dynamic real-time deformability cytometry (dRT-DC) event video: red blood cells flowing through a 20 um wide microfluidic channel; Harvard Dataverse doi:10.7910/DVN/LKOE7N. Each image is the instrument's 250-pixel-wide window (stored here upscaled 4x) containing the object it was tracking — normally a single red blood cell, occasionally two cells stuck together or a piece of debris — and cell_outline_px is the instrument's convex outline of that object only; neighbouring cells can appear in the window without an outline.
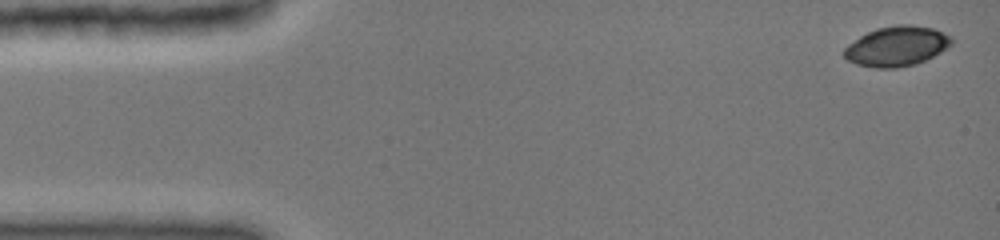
{"species": "common noctule bat (a hibernating species)", "species_latin": "Nyctalus noctula", "temperature_condition": "cold", "stored_images_in_passage": 18, "camera_frame_rate_fps": 3000, "um_per_image_px": 0.085, "animal": {"sex": "female", "body_mass_g": 19.0, "forearm_length_mm": 51.5}, "frame": {"image": 1, "passage_image": 1, "time_ms": 0.0, "image_size_px": [1000, 240], "cell_outline_px": [[952, 44], [940, 52], [916, 64], [896, 68], [876, 68], [860, 64], [848, 60], [844, 56], [844, 48], [848, 44], [860, 36], [876, 28], [896, 24], [908, 24], [932, 28], [948, 36], [952, 40]], "centroid_in_image_um": [76.19, 3.92], "position_along_channel_um": 8.8, "area_um2": 24.62}}
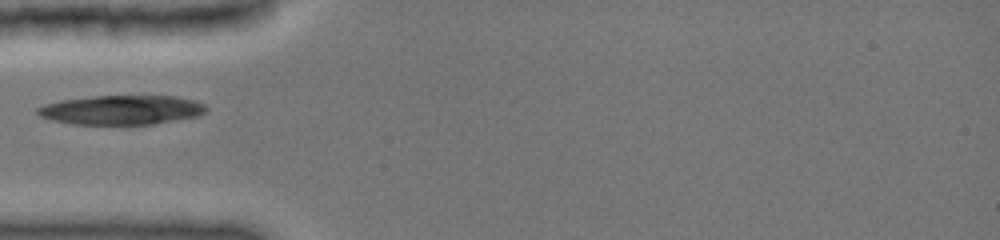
{"frame": {"image": 2, "passage_image": 8, "time_ms": 4.667, "image_size_px": [1000, 240], "cell_outline_px": [[208, 108], [204, 112], [196, 116], [152, 124], [76, 124], [52, 120], [40, 116], [36, 112], [36, 108], [44, 104], [60, 100], [96, 96], [176, 96], [192, 100], [204, 104]], "centroid_in_image_um": [10.29, 9.34], "position_along_channel_um": 74.7, "area_um2": 28.55}}
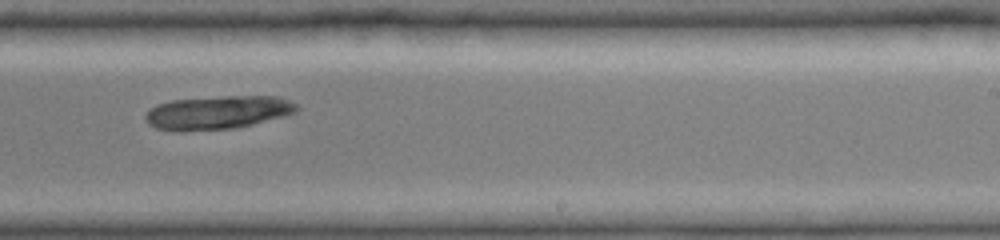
{"frame": {"image": 3, "passage_image": 16, "time_ms": 9.667, "image_size_px": [1000, 240], "cell_outline_px": [[300, 108], [296, 112], [252, 124], [236, 128], [156, 128], [148, 124], [144, 116], [156, 104], [172, 100], [224, 96], [276, 96], [288, 100], [296, 104]], "centroid_in_image_um": [18.56, 9.51], "position_along_channel_um": 270.4, "area_um2": 28.32}}